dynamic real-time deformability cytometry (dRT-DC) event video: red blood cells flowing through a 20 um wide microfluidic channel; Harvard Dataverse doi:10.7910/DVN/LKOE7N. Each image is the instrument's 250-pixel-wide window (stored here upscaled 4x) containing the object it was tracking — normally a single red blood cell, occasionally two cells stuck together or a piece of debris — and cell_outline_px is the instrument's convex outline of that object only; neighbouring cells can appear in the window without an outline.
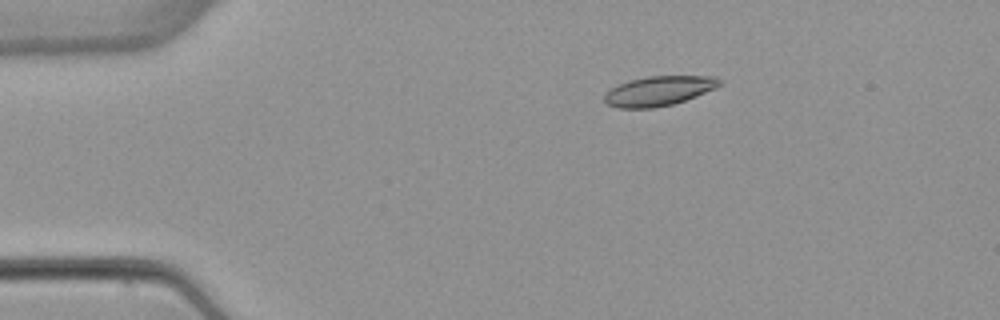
{"species": "common noctule bat (a hibernating species)", "species_latin": "Nyctalus noctula", "temperature_condition": "warm", "stored_images_in_passage": 5, "camera_frame_rate_fps": 3000, "um_per_image_px": 0.085, "animal": {"sex": "female", "body_mass_g": 22.7, "forearm_length_mm": 54.2}, "frame": {"image": 1, "passage_image": 2, "time_ms": 1.333, "image_size_px": [1000, 320], "cell_outline_px": [[724, 84], [716, 88], [696, 96], [672, 104], [652, 108], [620, 108], [608, 104], [604, 100], [604, 96], [612, 88], [628, 80], [648, 76], [716, 76], [724, 80]], "centroid_in_image_um": [56.07, 7.71], "position_along_channel_um": 28.9, "area_um2": 19.88}}
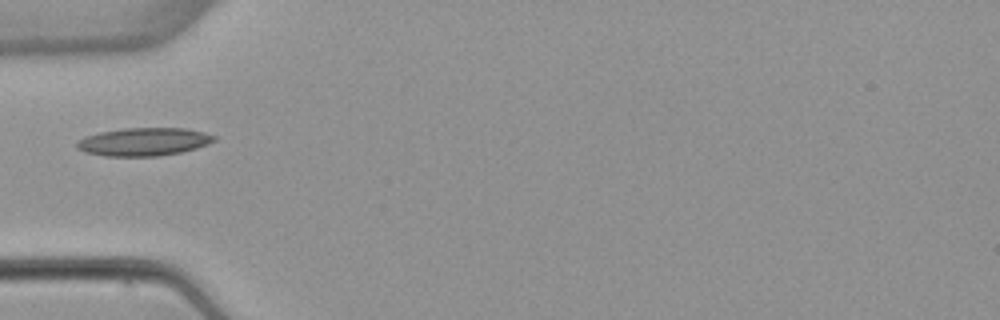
{"frame": {"image": 2, "passage_image": 4, "time_ms": 4.0, "image_size_px": [1000, 320], "cell_outline_px": [[216, 140], [208, 144], [196, 148], [180, 152], [160, 156], [104, 156], [84, 152], [76, 148], [76, 144], [84, 136], [100, 132], [124, 128], [184, 128], [204, 132], [216, 136]], "centroid_in_image_um": [12.21, 12.05], "position_along_channel_um": 72.8, "area_um2": 22.48}}
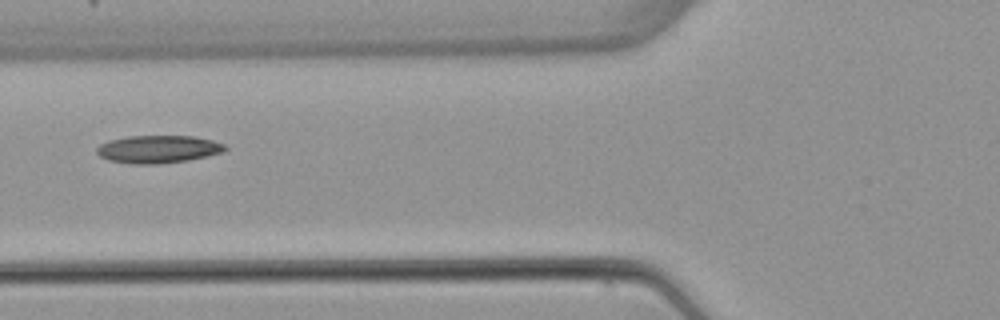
{"frame": {"image": 3, "passage_image": 5, "time_ms": 5.0, "image_size_px": [1000, 320], "cell_outline_px": [[228, 148], [224, 152], [208, 156], [188, 160], [156, 164], [128, 164], [108, 160], [100, 156], [96, 152], [96, 148], [100, 144], [108, 140], [128, 136], [192, 136], [212, 140], [224, 144]], "centroid_in_image_um": [13.43, 12.68], "position_along_channel_um": 112.4, "area_um2": 20.87}}